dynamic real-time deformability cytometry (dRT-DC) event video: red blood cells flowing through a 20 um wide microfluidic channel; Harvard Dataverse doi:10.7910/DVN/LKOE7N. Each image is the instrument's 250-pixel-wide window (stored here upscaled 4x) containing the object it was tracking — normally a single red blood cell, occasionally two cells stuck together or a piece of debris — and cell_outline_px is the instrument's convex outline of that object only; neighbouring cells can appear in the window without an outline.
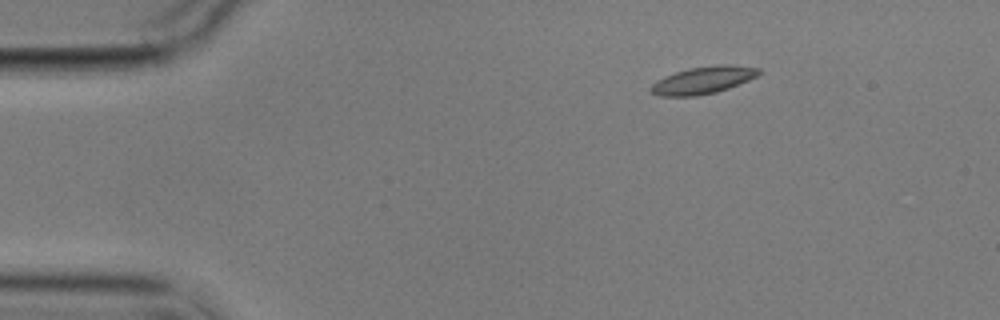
{"species": "common noctule bat (a hibernating species)", "species_latin": "Nyctalus noctula", "temperature_condition": "cold", "stored_images_in_passage": 4, "camera_frame_rate_fps": 3000, "um_per_image_px": 0.085, "animal": {"sex": "male", "body_mass_g": 17.9}, "frame": {"image": 1, "passage_image": 2, "time_ms": 2.0, "image_size_px": [1000, 320], "cell_outline_px": [[760, 72], [756, 76], [748, 80], [728, 88], [716, 92], [696, 96], [660, 96], [648, 92], [648, 88], [656, 80], [664, 76], [688, 68], [724, 64], [732, 64], [760, 68]], "centroid_in_image_um": [59.71, 6.81], "position_along_channel_um": 25.3, "area_um2": 17.22}}
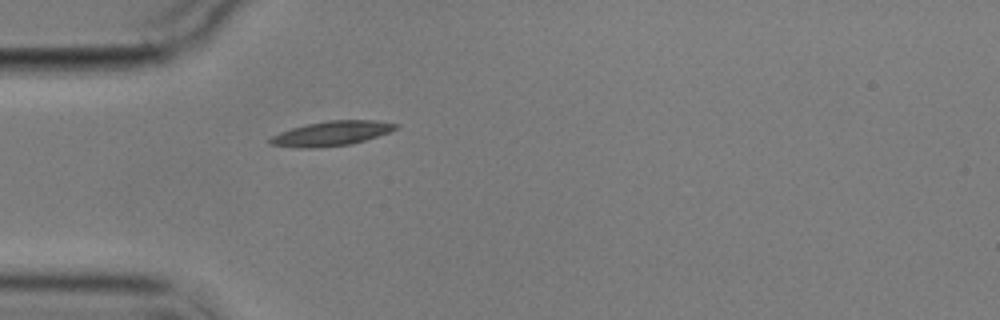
{"frame": {"image": 2, "passage_image": 4, "time_ms": 4.667, "image_size_px": [1000, 320], "cell_outline_px": [[400, 124], [396, 128], [388, 132], [352, 144], [312, 148], [300, 148], [268, 144], [268, 140], [272, 136], [280, 132], [292, 128], [308, 124], [328, 120], [376, 120]], "centroid_in_image_um": [28.16, 11.34], "position_along_channel_um": 56.8, "area_um2": 17.86}}